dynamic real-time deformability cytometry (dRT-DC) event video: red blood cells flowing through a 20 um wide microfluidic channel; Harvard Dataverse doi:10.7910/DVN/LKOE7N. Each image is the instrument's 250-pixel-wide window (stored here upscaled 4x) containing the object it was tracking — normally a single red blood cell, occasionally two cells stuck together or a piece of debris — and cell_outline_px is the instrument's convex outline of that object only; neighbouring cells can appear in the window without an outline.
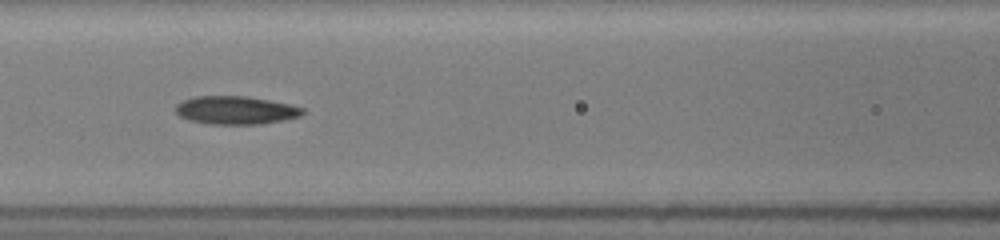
{"species": "common noctule bat (a hibernating species)", "species_latin": "Nyctalus noctula", "temperature_condition": "room temperature", "stored_images_in_passage": 32, "camera_frame_rate_fps": 3000, "um_per_image_px": 0.085, "animal": {"sex": "female", "body_mass_g": 19.5, "forearm_length_mm": 54.1}, "frame": {"image": 1, "passage_image": 10, "time_ms": 3.333, "image_size_px": [1000, 240], "cell_outline_px": [[304, 112], [300, 116], [284, 120], [264, 124], [208, 124], [188, 120], [180, 116], [176, 112], [176, 104], [184, 100], [196, 96], [248, 96], [292, 104], [304, 108]], "centroid_in_image_um": [20.06, 9.37], "position_along_channel_um": 146.5, "area_um2": 21.04}, "authors_computed_cell_mechanics": {"area_um2": 20.9814, "velocity_mm_per_s": 4.0363, "shape_relaxation_time_tau1_ms": 4.6788, "shape_relaxation_time_tau2_ms": 4.2036, "deformation_change_tau1": 0.1453, "deformation_change_tau2": 0.1284}}